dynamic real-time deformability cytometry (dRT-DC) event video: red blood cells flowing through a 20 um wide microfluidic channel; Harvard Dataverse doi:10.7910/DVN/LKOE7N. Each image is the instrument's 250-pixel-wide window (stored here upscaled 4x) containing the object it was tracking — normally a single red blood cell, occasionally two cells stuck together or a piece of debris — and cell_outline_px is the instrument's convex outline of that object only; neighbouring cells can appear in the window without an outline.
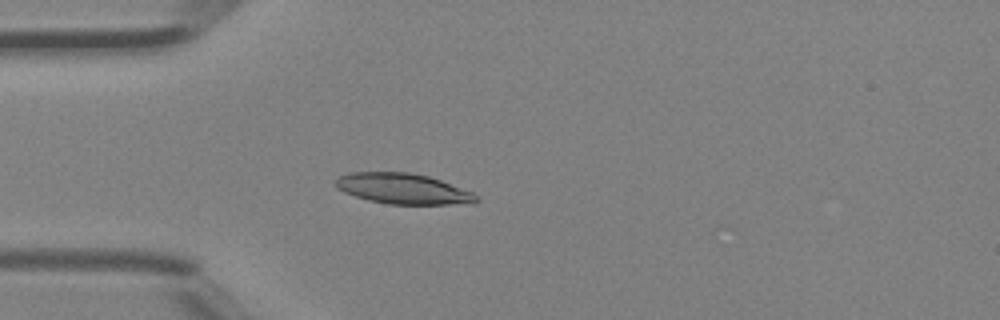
{"species": "Egyptian fruit bat (a non-hibernating species)", "species_latin": "Rousettus aegyptiacus", "temperature_condition": "room temperature", "stored_images_in_passage": 4, "camera_frame_rate_fps": 3000, "um_per_image_px": 0.085, "animal": {"sex": "female"}, "frame": {"image": 1, "passage_image": 4, "time_ms": 1.0, "image_size_px": [1000, 320], "cell_outline_px": [[480, 200], [472, 204], [388, 204], [368, 200], [344, 192], [336, 188], [336, 180], [340, 176], [348, 172], [408, 172], [428, 176], [440, 180], [472, 192], [480, 196]], "centroid_in_image_um": [34.29, 16.05], "position_along_channel_um": 50.7, "area_um2": 25.09}}